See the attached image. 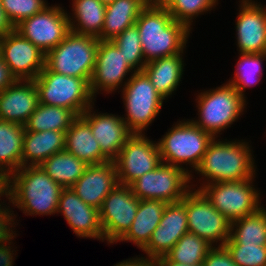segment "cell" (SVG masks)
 Wrapping results in <instances>:
<instances>
[{
    "label": "cell",
    "mask_w": 266,
    "mask_h": 266,
    "mask_svg": "<svg viewBox=\"0 0 266 266\" xmlns=\"http://www.w3.org/2000/svg\"><path fill=\"white\" fill-rule=\"evenodd\" d=\"M14 26L18 25L22 20L29 18L45 7L47 3L44 0H0Z\"/></svg>",
    "instance_id": "74e56055"
},
{
    "label": "cell",
    "mask_w": 266,
    "mask_h": 266,
    "mask_svg": "<svg viewBox=\"0 0 266 266\" xmlns=\"http://www.w3.org/2000/svg\"><path fill=\"white\" fill-rule=\"evenodd\" d=\"M7 178L0 172V197L6 196Z\"/></svg>",
    "instance_id": "f6af8a7d"
},
{
    "label": "cell",
    "mask_w": 266,
    "mask_h": 266,
    "mask_svg": "<svg viewBox=\"0 0 266 266\" xmlns=\"http://www.w3.org/2000/svg\"><path fill=\"white\" fill-rule=\"evenodd\" d=\"M215 139L216 137L210 142L200 165L195 170L207 179L206 184L254 179L255 162L248 142Z\"/></svg>",
    "instance_id": "3957f363"
},
{
    "label": "cell",
    "mask_w": 266,
    "mask_h": 266,
    "mask_svg": "<svg viewBox=\"0 0 266 266\" xmlns=\"http://www.w3.org/2000/svg\"><path fill=\"white\" fill-rule=\"evenodd\" d=\"M239 8L235 26L239 52L266 53V6L252 0H242Z\"/></svg>",
    "instance_id": "ac0fdd59"
},
{
    "label": "cell",
    "mask_w": 266,
    "mask_h": 266,
    "mask_svg": "<svg viewBox=\"0 0 266 266\" xmlns=\"http://www.w3.org/2000/svg\"><path fill=\"white\" fill-rule=\"evenodd\" d=\"M167 203L160 200H139L136 216L128 232L119 240L133 242L143 249L161 221Z\"/></svg>",
    "instance_id": "484cf974"
},
{
    "label": "cell",
    "mask_w": 266,
    "mask_h": 266,
    "mask_svg": "<svg viewBox=\"0 0 266 266\" xmlns=\"http://www.w3.org/2000/svg\"><path fill=\"white\" fill-rule=\"evenodd\" d=\"M65 150L87 165L110 161L101 151L90 125L78 116L65 132Z\"/></svg>",
    "instance_id": "603a6c76"
},
{
    "label": "cell",
    "mask_w": 266,
    "mask_h": 266,
    "mask_svg": "<svg viewBox=\"0 0 266 266\" xmlns=\"http://www.w3.org/2000/svg\"><path fill=\"white\" fill-rule=\"evenodd\" d=\"M119 184L114 161L88 165L71 187L87 205L100 209L106 196Z\"/></svg>",
    "instance_id": "44dd1931"
},
{
    "label": "cell",
    "mask_w": 266,
    "mask_h": 266,
    "mask_svg": "<svg viewBox=\"0 0 266 266\" xmlns=\"http://www.w3.org/2000/svg\"><path fill=\"white\" fill-rule=\"evenodd\" d=\"M114 162L119 184L130 186L145 173L156 169L162 160L157 143L144 134H133Z\"/></svg>",
    "instance_id": "5bb4252c"
},
{
    "label": "cell",
    "mask_w": 266,
    "mask_h": 266,
    "mask_svg": "<svg viewBox=\"0 0 266 266\" xmlns=\"http://www.w3.org/2000/svg\"><path fill=\"white\" fill-rule=\"evenodd\" d=\"M230 230L225 245L266 246V210L262 206L256 212L231 222Z\"/></svg>",
    "instance_id": "f546056e"
},
{
    "label": "cell",
    "mask_w": 266,
    "mask_h": 266,
    "mask_svg": "<svg viewBox=\"0 0 266 266\" xmlns=\"http://www.w3.org/2000/svg\"><path fill=\"white\" fill-rule=\"evenodd\" d=\"M3 207L0 203V266H13L14 251H11L10 240L15 237L16 231H13L12 228L10 229L9 226L12 227L15 224V214L11 213L13 211H11L8 207ZM7 242L10 245L7 246Z\"/></svg>",
    "instance_id": "8d00e7d4"
},
{
    "label": "cell",
    "mask_w": 266,
    "mask_h": 266,
    "mask_svg": "<svg viewBox=\"0 0 266 266\" xmlns=\"http://www.w3.org/2000/svg\"><path fill=\"white\" fill-rule=\"evenodd\" d=\"M266 59V53L249 54L240 53L237 62L236 72L231 81H228L243 98L246 87L259 83L263 76L262 63Z\"/></svg>",
    "instance_id": "836d02e7"
},
{
    "label": "cell",
    "mask_w": 266,
    "mask_h": 266,
    "mask_svg": "<svg viewBox=\"0 0 266 266\" xmlns=\"http://www.w3.org/2000/svg\"><path fill=\"white\" fill-rule=\"evenodd\" d=\"M156 264L157 266H203V264L186 265V264L172 262L166 256H162L161 258L157 259Z\"/></svg>",
    "instance_id": "ee69618b"
},
{
    "label": "cell",
    "mask_w": 266,
    "mask_h": 266,
    "mask_svg": "<svg viewBox=\"0 0 266 266\" xmlns=\"http://www.w3.org/2000/svg\"><path fill=\"white\" fill-rule=\"evenodd\" d=\"M216 2L218 0H165L161 5L168 10L174 20L190 29L192 20L201 13L211 11L213 6L218 4Z\"/></svg>",
    "instance_id": "e575fe53"
},
{
    "label": "cell",
    "mask_w": 266,
    "mask_h": 266,
    "mask_svg": "<svg viewBox=\"0 0 266 266\" xmlns=\"http://www.w3.org/2000/svg\"><path fill=\"white\" fill-rule=\"evenodd\" d=\"M253 179L234 182L202 184L200 190L221 214L230 222L256 212L260 206L258 190Z\"/></svg>",
    "instance_id": "9c48e42d"
},
{
    "label": "cell",
    "mask_w": 266,
    "mask_h": 266,
    "mask_svg": "<svg viewBox=\"0 0 266 266\" xmlns=\"http://www.w3.org/2000/svg\"><path fill=\"white\" fill-rule=\"evenodd\" d=\"M40 166L62 188H71L88 165L63 150L47 158Z\"/></svg>",
    "instance_id": "4dcf8cb0"
},
{
    "label": "cell",
    "mask_w": 266,
    "mask_h": 266,
    "mask_svg": "<svg viewBox=\"0 0 266 266\" xmlns=\"http://www.w3.org/2000/svg\"><path fill=\"white\" fill-rule=\"evenodd\" d=\"M23 38L47 54L71 32L68 13L59 5L47 6L15 26Z\"/></svg>",
    "instance_id": "7c38bea8"
},
{
    "label": "cell",
    "mask_w": 266,
    "mask_h": 266,
    "mask_svg": "<svg viewBox=\"0 0 266 266\" xmlns=\"http://www.w3.org/2000/svg\"><path fill=\"white\" fill-rule=\"evenodd\" d=\"M16 81V78L10 72L8 65L0 56V92L9 87Z\"/></svg>",
    "instance_id": "60d3db41"
},
{
    "label": "cell",
    "mask_w": 266,
    "mask_h": 266,
    "mask_svg": "<svg viewBox=\"0 0 266 266\" xmlns=\"http://www.w3.org/2000/svg\"><path fill=\"white\" fill-rule=\"evenodd\" d=\"M238 266H266V246L224 245Z\"/></svg>",
    "instance_id": "f35d334b"
},
{
    "label": "cell",
    "mask_w": 266,
    "mask_h": 266,
    "mask_svg": "<svg viewBox=\"0 0 266 266\" xmlns=\"http://www.w3.org/2000/svg\"><path fill=\"white\" fill-rule=\"evenodd\" d=\"M58 212L62 213L76 236L104 241L99 210L84 203L72 188L62 189L57 206Z\"/></svg>",
    "instance_id": "ffe728a7"
},
{
    "label": "cell",
    "mask_w": 266,
    "mask_h": 266,
    "mask_svg": "<svg viewBox=\"0 0 266 266\" xmlns=\"http://www.w3.org/2000/svg\"><path fill=\"white\" fill-rule=\"evenodd\" d=\"M38 104L34 80H16L0 92V119L24 126Z\"/></svg>",
    "instance_id": "7402d4cb"
},
{
    "label": "cell",
    "mask_w": 266,
    "mask_h": 266,
    "mask_svg": "<svg viewBox=\"0 0 266 266\" xmlns=\"http://www.w3.org/2000/svg\"><path fill=\"white\" fill-rule=\"evenodd\" d=\"M15 31L14 24L10 21L8 15L3 9L2 3L0 1V39L6 35L13 33Z\"/></svg>",
    "instance_id": "b9f144b4"
},
{
    "label": "cell",
    "mask_w": 266,
    "mask_h": 266,
    "mask_svg": "<svg viewBox=\"0 0 266 266\" xmlns=\"http://www.w3.org/2000/svg\"><path fill=\"white\" fill-rule=\"evenodd\" d=\"M202 264L203 266H238L225 246L212 247Z\"/></svg>",
    "instance_id": "ab89813d"
},
{
    "label": "cell",
    "mask_w": 266,
    "mask_h": 266,
    "mask_svg": "<svg viewBox=\"0 0 266 266\" xmlns=\"http://www.w3.org/2000/svg\"><path fill=\"white\" fill-rule=\"evenodd\" d=\"M131 71L135 72L125 60L122 51L112 41L100 40L95 69L89 83L91 96L94 98L99 89L107 94L117 90L123 85V78L126 79Z\"/></svg>",
    "instance_id": "2e32d148"
},
{
    "label": "cell",
    "mask_w": 266,
    "mask_h": 266,
    "mask_svg": "<svg viewBox=\"0 0 266 266\" xmlns=\"http://www.w3.org/2000/svg\"><path fill=\"white\" fill-rule=\"evenodd\" d=\"M100 40L70 32L46 54L45 66L52 72L82 78L88 84L95 69Z\"/></svg>",
    "instance_id": "277c9868"
},
{
    "label": "cell",
    "mask_w": 266,
    "mask_h": 266,
    "mask_svg": "<svg viewBox=\"0 0 266 266\" xmlns=\"http://www.w3.org/2000/svg\"><path fill=\"white\" fill-rule=\"evenodd\" d=\"M191 176L182 168L164 162L136 179L130 188L139 200H160L165 203L181 201L189 187Z\"/></svg>",
    "instance_id": "30bf717a"
},
{
    "label": "cell",
    "mask_w": 266,
    "mask_h": 266,
    "mask_svg": "<svg viewBox=\"0 0 266 266\" xmlns=\"http://www.w3.org/2000/svg\"><path fill=\"white\" fill-rule=\"evenodd\" d=\"M196 100L199 119L191 121L214 138L238 119L246 105L245 98L228 82L201 92Z\"/></svg>",
    "instance_id": "8992f818"
},
{
    "label": "cell",
    "mask_w": 266,
    "mask_h": 266,
    "mask_svg": "<svg viewBox=\"0 0 266 266\" xmlns=\"http://www.w3.org/2000/svg\"><path fill=\"white\" fill-rule=\"evenodd\" d=\"M195 190V191H193ZM188 231L206 240L210 245L224 246L230 238L231 222L213 207L200 191L190 189L185 195Z\"/></svg>",
    "instance_id": "8fae6325"
},
{
    "label": "cell",
    "mask_w": 266,
    "mask_h": 266,
    "mask_svg": "<svg viewBox=\"0 0 266 266\" xmlns=\"http://www.w3.org/2000/svg\"><path fill=\"white\" fill-rule=\"evenodd\" d=\"M165 0H151V4L161 5Z\"/></svg>",
    "instance_id": "bcb514c9"
},
{
    "label": "cell",
    "mask_w": 266,
    "mask_h": 266,
    "mask_svg": "<svg viewBox=\"0 0 266 266\" xmlns=\"http://www.w3.org/2000/svg\"><path fill=\"white\" fill-rule=\"evenodd\" d=\"M112 42L122 51L125 60L132 69H135V72L143 71L146 62L140 42V34L135 24L126 28Z\"/></svg>",
    "instance_id": "d590c367"
},
{
    "label": "cell",
    "mask_w": 266,
    "mask_h": 266,
    "mask_svg": "<svg viewBox=\"0 0 266 266\" xmlns=\"http://www.w3.org/2000/svg\"><path fill=\"white\" fill-rule=\"evenodd\" d=\"M139 206V199L128 185L118 184L103 200L99 209L104 240L118 242L130 229Z\"/></svg>",
    "instance_id": "4fadbf2b"
},
{
    "label": "cell",
    "mask_w": 266,
    "mask_h": 266,
    "mask_svg": "<svg viewBox=\"0 0 266 266\" xmlns=\"http://www.w3.org/2000/svg\"><path fill=\"white\" fill-rule=\"evenodd\" d=\"M72 3V11L75 16L72 18L75 20L68 15L71 31L98 38L104 25L106 4L100 0H73Z\"/></svg>",
    "instance_id": "f1b7e54d"
},
{
    "label": "cell",
    "mask_w": 266,
    "mask_h": 266,
    "mask_svg": "<svg viewBox=\"0 0 266 266\" xmlns=\"http://www.w3.org/2000/svg\"><path fill=\"white\" fill-rule=\"evenodd\" d=\"M147 4H151V0H143Z\"/></svg>",
    "instance_id": "c3c4849f"
},
{
    "label": "cell",
    "mask_w": 266,
    "mask_h": 266,
    "mask_svg": "<svg viewBox=\"0 0 266 266\" xmlns=\"http://www.w3.org/2000/svg\"><path fill=\"white\" fill-rule=\"evenodd\" d=\"M123 85L126 125L133 134L142 132L154 121L165 100L154 88L144 71L131 74Z\"/></svg>",
    "instance_id": "ba28073f"
},
{
    "label": "cell",
    "mask_w": 266,
    "mask_h": 266,
    "mask_svg": "<svg viewBox=\"0 0 266 266\" xmlns=\"http://www.w3.org/2000/svg\"><path fill=\"white\" fill-rule=\"evenodd\" d=\"M62 189L42 166H23L7 177L6 197L24 214L51 215L57 213Z\"/></svg>",
    "instance_id": "7a4b0ae2"
},
{
    "label": "cell",
    "mask_w": 266,
    "mask_h": 266,
    "mask_svg": "<svg viewBox=\"0 0 266 266\" xmlns=\"http://www.w3.org/2000/svg\"><path fill=\"white\" fill-rule=\"evenodd\" d=\"M78 116L70 109L39 103L24 125L25 131L66 132Z\"/></svg>",
    "instance_id": "1f68e13d"
},
{
    "label": "cell",
    "mask_w": 266,
    "mask_h": 266,
    "mask_svg": "<svg viewBox=\"0 0 266 266\" xmlns=\"http://www.w3.org/2000/svg\"><path fill=\"white\" fill-rule=\"evenodd\" d=\"M63 150H65V132L54 130L25 131L21 158L22 167L39 166L47 158Z\"/></svg>",
    "instance_id": "cb8c5ba5"
},
{
    "label": "cell",
    "mask_w": 266,
    "mask_h": 266,
    "mask_svg": "<svg viewBox=\"0 0 266 266\" xmlns=\"http://www.w3.org/2000/svg\"><path fill=\"white\" fill-rule=\"evenodd\" d=\"M24 134L23 125L0 119V172L6 178L22 167Z\"/></svg>",
    "instance_id": "83f0119b"
},
{
    "label": "cell",
    "mask_w": 266,
    "mask_h": 266,
    "mask_svg": "<svg viewBox=\"0 0 266 266\" xmlns=\"http://www.w3.org/2000/svg\"><path fill=\"white\" fill-rule=\"evenodd\" d=\"M0 56L16 80H34L45 68L46 54L17 31L0 39Z\"/></svg>",
    "instance_id": "9a60e30c"
},
{
    "label": "cell",
    "mask_w": 266,
    "mask_h": 266,
    "mask_svg": "<svg viewBox=\"0 0 266 266\" xmlns=\"http://www.w3.org/2000/svg\"><path fill=\"white\" fill-rule=\"evenodd\" d=\"M135 25L145 62L183 53L190 29L177 22L162 5L148 4L139 15Z\"/></svg>",
    "instance_id": "6da1fadb"
},
{
    "label": "cell",
    "mask_w": 266,
    "mask_h": 266,
    "mask_svg": "<svg viewBox=\"0 0 266 266\" xmlns=\"http://www.w3.org/2000/svg\"><path fill=\"white\" fill-rule=\"evenodd\" d=\"M34 82L39 103L70 109L77 116H81L95 99L84 79L52 72L46 66Z\"/></svg>",
    "instance_id": "52a82bcc"
},
{
    "label": "cell",
    "mask_w": 266,
    "mask_h": 266,
    "mask_svg": "<svg viewBox=\"0 0 266 266\" xmlns=\"http://www.w3.org/2000/svg\"><path fill=\"white\" fill-rule=\"evenodd\" d=\"M93 104L87 108L81 117L90 125L102 153L114 161L127 140L133 135L123 117L114 114L91 113Z\"/></svg>",
    "instance_id": "d6986e66"
},
{
    "label": "cell",
    "mask_w": 266,
    "mask_h": 266,
    "mask_svg": "<svg viewBox=\"0 0 266 266\" xmlns=\"http://www.w3.org/2000/svg\"><path fill=\"white\" fill-rule=\"evenodd\" d=\"M176 124L157 142L161 160L184 169L192 178L190 170L183 168L181 163L189 164L196 170L214 137L191 120Z\"/></svg>",
    "instance_id": "5b68a950"
},
{
    "label": "cell",
    "mask_w": 266,
    "mask_h": 266,
    "mask_svg": "<svg viewBox=\"0 0 266 266\" xmlns=\"http://www.w3.org/2000/svg\"><path fill=\"white\" fill-rule=\"evenodd\" d=\"M212 247L206 240L187 232L165 256L176 263L186 265L202 264Z\"/></svg>",
    "instance_id": "d6a6232c"
},
{
    "label": "cell",
    "mask_w": 266,
    "mask_h": 266,
    "mask_svg": "<svg viewBox=\"0 0 266 266\" xmlns=\"http://www.w3.org/2000/svg\"><path fill=\"white\" fill-rule=\"evenodd\" d=\"M147 5L143 0H115L106 4L104 25L98 39L112 41L126 28L136 23Z\"/></svg>",
    "instance_id": "d4e9b609"
},
{
    "label": "cell",
    "mask_w": 266,
    "mask_h": 266,
    "mask_svg": "<svg viewBox=\"0 0 266 266\" xmlns=\"http://www.w3.org/2000/svg\"><path fill=\"white\" fill-rule=\"evenodd\" d=\"M114 266H157L156 260L145 257H136L128 260H123L122 262L117 263Z\"/></svg>",
    "instance_id": "7bdbcfd3"
},
{
    "label": "cell",
    "mask_w": 266,
    "mask_h": 266,
    "mask_svg": "<svg viewBox=\"0 0 266 266\" xmlns=\"http://www.w3.org/2000/svg\"><path fill=\"white\" fill-rule=\"evenodd\" d=\"M182 59V53H180L150 61L143 68L156 91L164 99L177 89L181 81L184 71Z\"/></svg>",
    "instance_id": "4316f807"
},
{
    "label": "cell",
    "mask_w": 266,
    "mask_h": 266,
    "mask_svg": "<svg viewBox=\"0 0 266 266\" xmlns=\"http://www.w3.org/2000/svg\"><path fill=\"white\" fill-rule=\"evenodd\" d=\"M100 1L104 4H108V3L114 2L115 0H100Z\"/></svg>",
    "instance_id": "7dc6e473"
},
{
    "label": "cell",
    "mask_w": 266,
    "mask_h": 266,
    "mask_svg": "<svg viewBox=\"0 0 266 266\" xmlns=\"http://www.w3.org/2000/svg\"><path fill=\"white\" fill-rule=\"evenodd\" d=\"M188 231L185 196L181 201L167 203L157 228L142 249L148 258L157 260L165 256Z\"/></svg>",
    "instance_id": "e0dca14e"
}]
</instances>
